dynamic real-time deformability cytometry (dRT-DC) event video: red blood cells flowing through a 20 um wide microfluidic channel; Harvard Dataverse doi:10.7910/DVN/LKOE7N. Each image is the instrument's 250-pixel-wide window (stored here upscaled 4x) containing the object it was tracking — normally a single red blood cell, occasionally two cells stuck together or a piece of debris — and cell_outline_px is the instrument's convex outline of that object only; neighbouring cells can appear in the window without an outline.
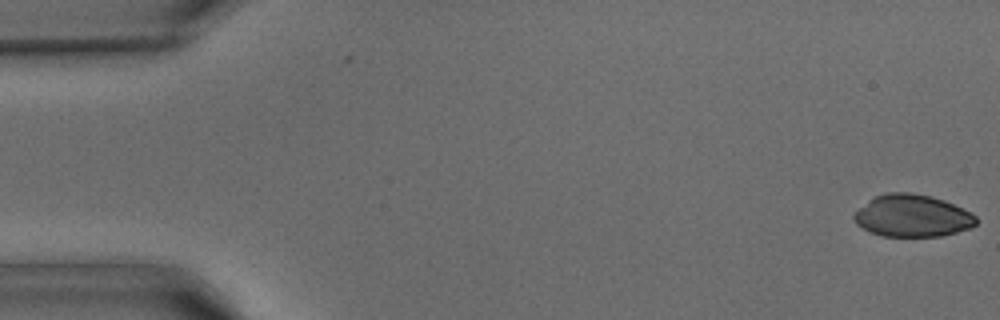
{"species": "common noctule bat (a hibernating species)", "species_latin": "Nyctalus noctula", "temperature_condition": "warm", "stored_images_in_passage": 42, "camera_frame_rate_fps": 3000, "um_per_image_px": 0.085, "animal": {"sex": "male", "body_mass_g": 15.6}, "frame": {"image": 1, "passage_image": 1, "time_ms": 0.0, "image_size_px": [1000, 320], "cell_outline_px": [[976, 224], [972, 228], [940, 236], [884, 236], [872, 232], [856, 224], [852, 216], [868, 200], [876, 196], [888, 192], [908, 192], [928, 196], [944, 200], [972, 212], [976, 216]], "centroid_in_image_um": [77.57, 18.34], "position_along_channel_um": 7.4, "area_um2": 29.82}}
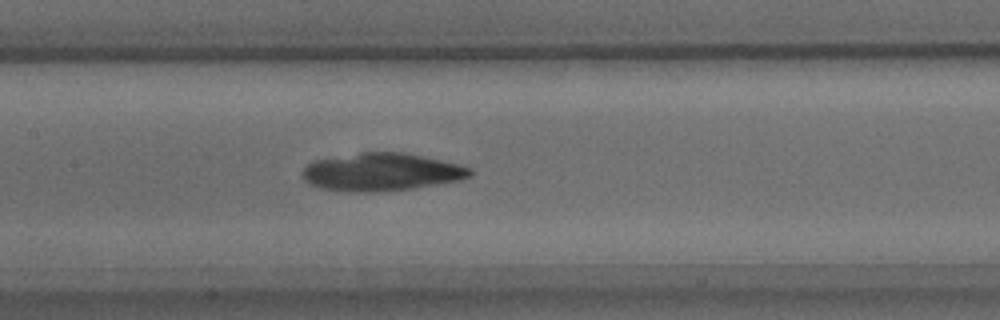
{"frame": {"image": 2, "passage_image": 20, "time_ms": 6.333, "image_size_px": [1000, 320], "cell_outline_px": [[472, 176], [460, 180], [412, 188], [360, 192], [348, 192], [320, 188], [304, 180], [304, 168], [312, 160], [360, 152], [404, 152], [424, 156], [460, 164], [472, 168]], "centroid_in_image_um": [32.44, 14.6], "position_along_channel_um": 175.0, "area_um2": 36.82}}
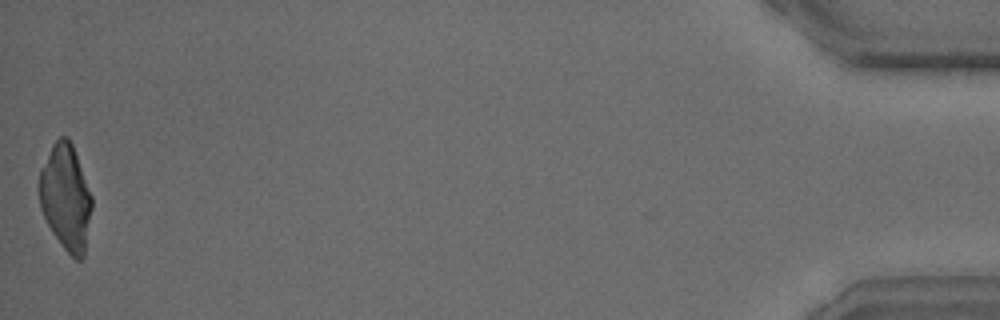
{"frame": {"image": 3, "passage_image": 42, "time_ms": 13.667, "image_size_px": [1000, 320], "cell_outline_px": [[92, 208], [84, 256], [80, 260], [76, 260], [64, 248], [52, 232], [40, 208], [40, 168], [52, 144], [60, 136], [68, 136], [72, 144], [92, 196]], "centroid_in_image_um": [5.6, 16.76], "position_along_channel_um": 429.6, "area_um2": 32.19}}